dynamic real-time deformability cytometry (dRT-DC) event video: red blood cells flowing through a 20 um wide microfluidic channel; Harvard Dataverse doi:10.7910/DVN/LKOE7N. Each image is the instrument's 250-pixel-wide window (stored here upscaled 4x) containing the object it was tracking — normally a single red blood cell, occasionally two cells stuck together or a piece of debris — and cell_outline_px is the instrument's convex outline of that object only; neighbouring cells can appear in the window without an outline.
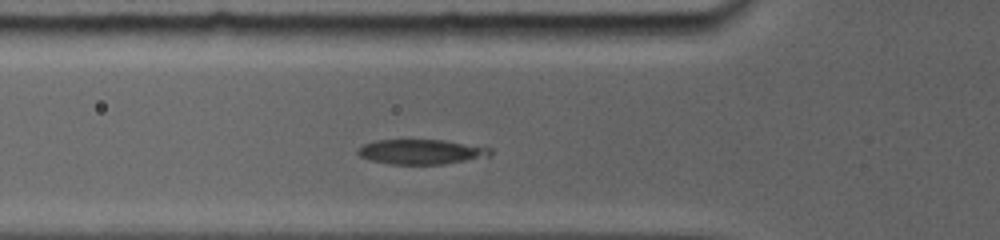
{"species": "common noctule bat (a hibernating species)", "species_latin": "Nyctalus noctula", "temperature_condition": "room temperature", "stored_images_in_passage": 13, "camera_frame_rate_fps": 5000, "um_per_image_px": 0.085, "animal": {"sex": "female", "body_mass_g": 19.0, "forearm_length_mm": 56.7}, "frame": {"image": 1, "passage_image": 3, "time_ms": 2.0, "image_size_px": [1000, 240], "cell_outline_px": [[492, 156], [444, 164], [388, 164], [372, 160], [360, 156], [356, 152], [364, 144], [376, 140], [440, 140], [492, 148]], "centroid_in_image_um": [35.82, 12.91], "position_along_channel_um": 90.0, "area_um2": 19.02}}
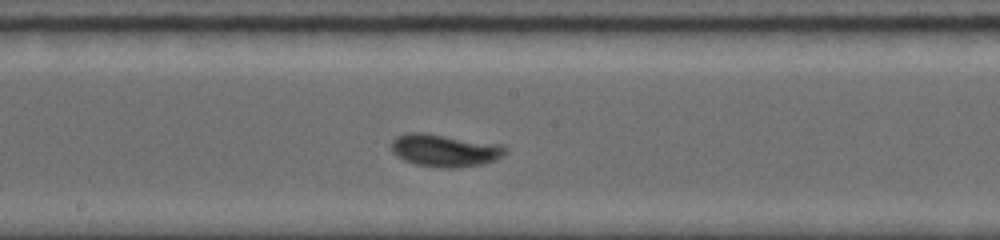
{"frame": {"image": 2, "passage_image": 9, "time_ms": 5.2, "image_size_px": [1000, 240], "cell_outline_px": [[504, 152], [500, 156], [484, 164], [452, 168], [444, 168], [416, 164], [404, 160], [392, 152], [392, 140], [400, 136], [412, 132], [420, 132], [500, 144], [504, 148]], "centroid_in_image_um": [37.77, 12.79], "position_along_channel_um": 210.4, "area_um2": 20.98}}
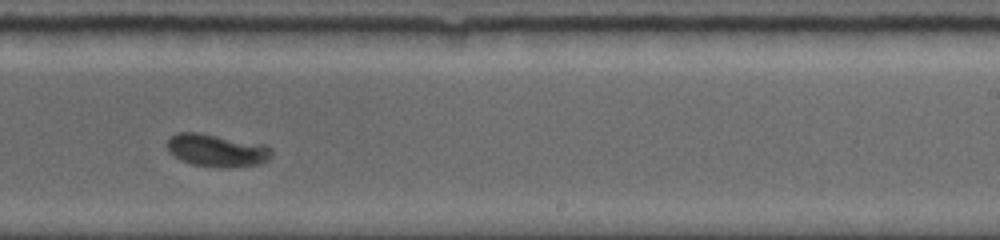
{"frame": {"image": 3, "passage_image": 12, "time_ms": 6.8, "image_size_px": [1000, 240], "cell_outline_px": [[272, 156], [268, 160], [260, 164], [228, 168], [216, 168], [192, 164], [180, 160], [168, 152], [168, 140], [176, 132], [200, 132], [268, 144], [272, 148]], "centroid_in_image_um": [18.48, 12.78], "position_along_channel_um": 270.5, "area_um2": 20.46}}